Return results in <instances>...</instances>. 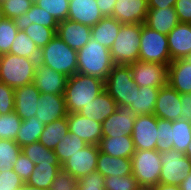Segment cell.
Masks as SVG:
<instances>
[{
  "label": "cell",
  "instance_id": "1",
  "mask_svg": "<svg viewBox=\"0 0 191 190\" xmlns=\"http://www.w3.org/2000/svg\"><path fill=\"white\" fill-rule=\"evenodd\" d=\"M105 90V81L76 73L67 79L64 98L68 113H78Z\"/></svg>",
  "mask_w": 191,
  "mask_h": 190
},
{
  "label": "cell",
  "instance_id": "2",
  "mask_svg": "<svg viewBox=\"0 0 191 190\" xmlns=\"http://www.w3.org/2000/svg\"><path fill=\"white\" fill-rule=\"evenodd\" d=\"M77 73L91 75L103 81L106 80L112 67L110 49L91 39L77 51Z\"/></svg>",
  "mask_w": 191,
  "mask_h": 190
},
{
  "label": "cell",
  "instance_id": "3",
  "mask_svg": "<svg viewBox=\"0 0 191 190\" xmlns=\"http://www.w3.org/2000/svg\"><path fill=\"white\" fill-rule=\"evenodd\" d=\"M38 62L68 78L77 73V51L70 48L57 34L40 49Z\"/></svg>",
  "mask_w": 191,
  "mask_h": 190
},
{
  "label": "cell",
  "instance_id": "4",
  "mask_svg": "<svg viewBox=\"0 0 191 190\" xmlns=\"http://www.w3.org/2000/svg\"><path fill=\"white\" fill-rule=\"evenodd\" d=\"M38 59L11 53L0 55V81L15 89L34 82Z\"/></svg>",
  "mask_w": 191,
  "mask_h": 190
},
{
  "label": "cell",
  "instance_id": "5",
  "mask_svg": "<svg viewBox=\"0 0 191 190\" xmlns=\"http://www.w3.org/2000/svg\"><path fill=\"white\" fill-rule=\"evenodd\" d=\"M142 24H121L110 48L114 64L130 65L138 60Z\"/></svg>",
  "mask_w": 191,
  "mask_h": 190
},
{
  "label": "cell",
  "instance_id": "6",
  "mask_svg": "<svg viewBox=\"0 0 191 190\" xmlns=\"http://www.w3.org/2000/svg\"><path fill=\"white\" fill-rule=\"evenodd\" d=\"M131 163L132 174L140 187L152 188L159 184L162 164L157 150L136 149Z\"/></svg>",
  "mask_w": 191,
  "mask_h": 190
},
{
  "label": "cell",
  "instance_id": "7",
  "mask_svg": "<svg viewBox=\"0 0 191 190\" xmlns=\"http://www.w3.org/2000/svg\"><path fill=\"white\" fill-rule=\"evenodd\" d=\"M136 87L130 65L115 64L105 80V91L117 105H130L134 102Z\"/></svg>",
  "mask_w": 191,
  "mask_h": 190
},
{
  "label": "cell",
  "instance_id": "8",
  "mask_svg": "<svg viewBox=\"0 0 191 190\" xmlns=\"http://www.w3.org/2000/svg\"><path fill=\"white\" fill-rule=\"evenodd\" d=\"M138 60L169 65L172 60L167 35L154 31L143 23Z\"/></svg>",
  "mask_w": 191,
  "mask_h": 190
},
{
  "label": "cell",
  "instance_id": "9",
  "mask_svg": "<svg viewBox=\"0 0 191 190\" xmlns=\"http://www.w3.org/2000/svg\"><path fill=\"white\" fill-rule=\"evenodd\" d=\"M160 160L162 167L159 184L180 186L191 172V159L174 148L160 153Z\"/></svg>",
  "mask_w": 191,
  "mask_h": 190
},
{
  "label": "cell",
  "instance_id": "10",
  "mask_svg": "<svg viewBox=\"0 0 191 190\" xmlns=\"http://www.w3.org/2000/svg\"><path fill=\"white\" fill-rule=\"evenodd\" d=\"M132 78L139 87L162 88L168 85L169 65L137 60L130 64Z\"/></svg>",
  "mask_w": 191,
  "mask_h": 190
},
{
  "label": "cell",
  "instance_id": "11",
  "mask_svg": "<svg viewBox=\"0 0 191 190\" xmlns=\"http://www.w3.org/2000/svg\"><path fill=\"white\" fill-rule=\"evenodd\" d=\"M99 152V146L86 145L83 149L71 155L61 167L80 180L96 171Z\"/></svg>",
  "mask_w": 191,
  "mask_h": 190
},
{
  "label": "cell",
  "instance_id": "12",
  "mask_svg": "<svg viewBox=\"0 0 191 190\" xmlns=\"http://www.w3.org/2000/svg\"><path fill=\"white\" fill-rule=\"evenodd\" d=\"M157 135V117L154 114L135 116L131 135L135 149L156 150Z\"/></svg>",
  "mask_w": 191,
  "mask_h": 190
},
{
  "label": "cell",
  "instance_id": "13",
  "mask_svg": "<svg viewBox=\"0 0 191 190\" xmlns=\"http://www.w3.org/2000/svg\"><path fill=\"white\" fill-rule=\"evenodd\" d=\"M135 115L130 105H117L116 111L102 122L103 137L132 135Z\"/></svg>",
  "mask_w": 191,
  "mask_h": 190
},
{
  "label": "cell",
  "instance_id": "14",
  "mask_svg": "<svg viewBox=\"0 0 191 190\" xmlns=\"http://www.w3.org/2000/svg\"><path fill=\"white\" fill-rule=\"evenodd\" d=\"M68 130L84 140L88 145L98 146L102 135V123L91 120L79 113H68Z\"/></svg>",
  "mask_w": 191,
  "mask_h": 190
},
{
  "label": "cell",
  "instance_id": "15",
  "mask_svg": "<svg viewBox=\"0 0 191 190\" xmlns=\"http://www.w3.org/2000/svg\"><path fill=\"white\" fill-rule=\"evenodd\" d=\"M36 115L45 125L68 116L64 94H41L37 101Z\"/></svg>",
  "mask_w": 191,
  "mask_h": 190
},
{
  "label": "cell",
  "instance_id": "16",
  "mask_svg": "<svg viewBox=\"0 0 191 190\" xmlns=\"http://www.w3.org/2000/svg\"><path fill=\"white\" fill-rule=\"evenodd\" d=\"M148 10V0H117L111 17L122 24H143Z\"/></svg>",
  "mask_w": 191,
  "mask_h": 190
},
{
  "label": "cell",
  "instance_id": "17",
  "mask_svg": "<svg viewBox=\"0 0 191 190\" xmlns=\"http://www.w3.org/2000/svg\"><path fill=\"white\" fill-rule=\"evenodd\" d=\"M181 111L180 94L169 85L160 88L154 115L157 118L176 121L181 118Z\"/></svg>",
  "mask_w": 191,
  "mask_h": 190
},
{
  "label": "cell",
  "instance_id": "18",
  "mask_svg": "<svg viewBox=\"0 0 191 190\" xmlns=\"http://www.w3.org/2000/svg\"><path fill=\"white\" fill-rule=\"evenodd\" d=\"M40 95L41 92L34 83L14 89V112L22 121L36 115Z\"/></svg>",
  "mask_w": 191,
  "mask_h": 190
},
{
  "label": "cell",
  "instance_id": "19",
  "mask_svg": "<svg viewBox=\"0 0 191 190\" xmlns=\"http://www.w3.org/2000/svg\"><path fill=\"white\" fill-rule=\"evenodd\" d=\"M68 77L38 62L35 68L34 84L44 93L64 94Z\"/></svg>",
  "mask_w": 191,
  "mask_h": 190
},
{
  "label": "cell",
  "instance_id": "20",
  "mask_svg": "<svg viewBox=\"0 0 191 190\" xmlns=\"http://www.w3.org/2000/svg\"><path fill=\"white\" fill-rule=\"evenodd\" d=\"M56 34L70 48L78 51L91 39V27L66 19L58 24Z\"/></svg>",
  "mask_w": 191,
  "mask_h": 190
},
{
  "label": "cell",
  "instance_id": "21",
  "mask_svg": "<svg viewBox=\"0 0 191 190\" xmlns=\"http://www.w3.org/2000/svg\"><path fill=\"white\" fill-rule=\"evenodd\" d=\"M171 60L191 58V24L179 22L167 35Z\"/></svg>",
  "mask_w": 191,
  "mask_h": 190
},
{
  "label": "cell",
  "instance_id": "22",
  "mask_svg": "<svg viewBox=\"0 0 191 190\" xmlns=\"http://www.w3.org/2000/svg\"><path fill=\"white\" fill-rule=\"evenodd\" d=\"M103 17L96 0H69L67 19L93 27Z\"/></svg>",
  "mask_w": 191,
  "mask_h": 190
},
{
  "label": "cell",
  "instance_id": "23",
  "mask_svg": "<svg viewBox=\"0 0 191 190\" xmlns=\"http://www.w3.org/2000/svg\"><path fill=\"white\" fill-rule=\"evenodd\" d=\"M168 85L179 94L191 93V58H180L169 64Z\"/></svg>",
  "mask_w": 191,
  "mask_h": 190
},
{
  "label": "cell",
  "instance_id": "24",
  "mask_svg": "<svg viewBox=\"0 0 191 190\" xmlns=\"http://www.w3.org/2000/svg\"><path fill=\"white\" fill-rule=\"evenodd\" d=\"M116 101L104 90L78 113L91 120L102 123L109 115L116 111Z\"/></svg>",
  "mask_w": 191,
  "mask_h": 190
},
{
  "label": "cell",
  "instance_id": "25",
  "mask_svg": "<svg viewBox=\"0 0 191 190\" xmlns=\"http://www.w3.org/2000/svg\"><path fill=\"white\" fill-rule=\"evenodd\" d=\"M179 23L174 7L149 8L145 24L159 33H168Z\"/></svg>",
  "mask_w": 191,
  "mask_h": 190
},
{
  "label": "cell",
  "instance_id": "26",
  "mask_svg": "<svg viewBox=\"0 0 191 190\" xmlns=\"http://www.w3.org/2000/svg\"><path fill=\"white\" fill-rule=\"evenodd\" d=\"M96 170L103 177L128 176L132 174L131 158L114 157L100 151L97 158Z\"/></svg>",
  "mask_w": 191,
  "mask_h": 190
},
{
  "label": "cell",
  "instance_id": "27",
  "mask_svg": "<svg viewBox=\"0 0 191 190\" xmlns=\"http://www.w3.org/2000/svg\"><path fill=\"white\" fill-rule=\"evenodd\" d=\"M98 146L102 153L122 158H132L136 150L131 135L103 137Z\"/></svg>",
  "mask_w": 191,
  "mask_h": 190
},
{
  "label": "cell",
  "instance_id": "28",
  "mask_svg": "<svg viewBox=\"0 0 191 190\" xmlns=\"http://www.w3.org/2000/svg\"><path fill=\"white\" fill-rule=\"evenodd\" d=\"M121 24L114 17H103L96 25L91 27V37L110 49L119 33Z\"/></svg>",
  "mask_w": 191,
  "mask_h": 190
},
{
  "label": "cell",
  "instance_id": "29",
  "mask_svg": "<svg viewBox=\"0 0 191 190\" xmlns=\"http://www.w3.org/2000/svg\"><path fill=\"white\" fill-rule=\"evenodd\" d=\"M160 89L153 87H139L135 89L134 102L130 104L132 113L136 115H152L154 114L157 95Z\"/></svg>",
  "mask_w": 191,
  "mask_h": 190
},
{
  "label": "cell",
  "instance_id": "30",
  "mask_svg": "<svg viewBox=\"0 0 191 190\" xmlns=\"http://www.w3.org/2000/svg\"><path fill=\"white\" fill-rule=\"evenodd\" d=\"M13 20L18 30H24L33 23L43 25L47 28H57L59 24L54 16L36 4H33L26 13Z\"/></svg>",
  "mask_w": 191,
  "mask_h": 190
},
{
  "label": "cell",
  "instance_id": "31",
  "mask_svg": "<svg viewBox=\"0 0 191 190\" xmlns=\"http://www.w3.org/2000/svg\"><path fill=\"white\" fill-rule=\"evenodd\" d=\"M69 133L67 116L46 124L39 137V142L50 150H54L60 140Z\"/></svg>",
  "mask_w": 191,
  "mask_h": 190
},
{
  "label": "cell",
  "instance_id": "32",
  "mask_svg": "<svg viewBox=\"0 0 191 190\" xmlns=\"http://www.w3.org/2000/svg\"><path fill=\"white\" fill-rule=\"evenodd\" d=\"M45 124L33 116L27 120H23L17 133L15 142L22 148L39 140Z\"/></svg>",
  "mask_w": 191,
  "mask_h": 190
},
{
  "label": "cell",
  "instance_id": "33",
  "mask_svg": "<svg viewBox=\"0 0 191 190\" xmlns=\"http://www.w3.org/2000/svg\"><path fill=\"white\" fill-rule=\"evenodd\" d=\"M21 150L24 155L28 157L35 165H61L57 159V155L54 153V150L48 149L39 141L23 146Z\"/></svg>",
  "mask_w": 191,
  "mask_h": 190
},
{
  "label": "cell",
  "instance_id": "34",
  "mask_svg": "<svg viewBox=\"0 0 191 190\" xmlns=\"http://www.w3.org/2000/svg\"><path fill=\"white\" fill-rule=\"evenodd\" d=\"M61 165L38 164L34 166V170L30 175L27 184L35 188H43L48 190L52 184L54 177L60 170Z\"/></svg>",
  "mask_w": 191,
  "mask_h": 190
},
{
  "label": "cell",
  "instance_id": "35",
  "mask_svg": "<svg viewBox=\"0 0 191 190\" xmlns=\"http://www.w3.org/2000/svg\"><path fill=\"white\" fill-rule=\"evenodd\" d=\"M88 145L84 140L74 133L66 134L56 145L54 153L57 155L59 163L62 165L71 155Z\"/></svg>",
  "mask_w": 191,
  "mask_h": 190
},
{
  "label": "cell",
  "instance_id": "36",
  "mask_svg": "<svg viewBox=\"0 0 191 190\" xmlns=\"http://www.w3.org/2000/svg\"><path fill=\"white\" fill-rule=\"evenodd\" d=\"M40 49L33 40L27 36L23 30H18V34L10 47L9 53L23 56L29 59H38Z\"/></svg>",
  "mask_w": 191,
  "mask_h": 190
},
{
  "label": "cell",
  "instance_id": "37",
  "mask_svg": "<svg viewBox=\"0 0 191 190\" xmlns=\"http://www.w3.org/2000/svg\"><path fill=\"white\" fill-rule=\"evenodd\" d=\"M173 148L183 153L191 143V121L180 118L172 121Z\"/></svg>",
  "mask_w": 191,
  "mask_h": 190
},
{
  "label": "cell",
  "instance_id": "38",
  "mask_svg": "<svg viewBox=\"0 0 191 190\" xmlns=\"http://www.w3.org/2000/svg\"><path fill=\"white\" fill-rule=\"evenodd\" d=\"M21 152V147L15 140L0 139V172L13 170Z\"/></svg>",
  "mask_w": 191,
  "mask_h": 190
},
{
  "label": "cell",
  "instance_id": "39",
  "mask_svg": "<svg viewBox=\"0 0 191 190\" xmlns=\"http://www.w3.org/2000/svg\"><path fill=\"white\" fill-rule=\"evenodd\" d=\"M36 46L41 49L49 43L56 35L57 28H47L43 25L33 23L23 30Z\"/></svg>",
  "mask_w": 191,
  "mask_h": 190
},
{
  "label": "cell",
  "instance_id": "40",
  "mask_svg": "<svg viewBox=\"0 0 191 190\" xmlns=\"http://www.w3.org/2000/svg\"><path fill=\"white\" fill-rule=\"evenodd\" d=\"M21 123L15 112L0 114V139L15 140Z\"/></svg>",
  "mask_w": 191,
  "mask_h": 190
},
{
  "label": "cell",
  "instance_id": "41",
  "mask_svg": "<svg viewBox=\"0 0 191 190\" xmlns=\"http://www.w3.org/2000/svg\"><path fill=\"white\" fill-rule=\"evenodd\" d=\"M157 131L156 150L159 153H163L172 149V121L157 118Z\"/></svg>",
  "mask_w": 191,
  "mask_h": 190
},
{
  "label": "cell",
  "instance_id": "42",
  "mask_svg": "<svg viewBox=\"0 0 191 190\" xmlns=\"http://www.w3.org/2000/svg\"><path fill=\"white\" fill-rule=\"evenodd\" d=\"M18 34V29L13 19L0 20V55L9 53L12 42Z\"/></svg>",
  "mask_w": 191,
  "mask_h": 190
},
{
  "label": "cell",
  "instance_id": "43",
  "mask_svg": "<svg viewBox=\"0 0 191 190\" xmlns=\"http://www.w3.org/2000/svg\"><path fill=\"white\" fill-rule=\"evenodd\" d=\"M34 4L44 8L58 23L66 20L69 11V0H35Z\"/></svg>",
  "mask_w": 191,
  "mask_h": 190
},
{
  "label": "cell",
  "instance_id": "44",
  "mask_svg": "<svg viewBox=\"0 0 191 190\" xmlns=\"http://www.w3.org/2000/svg\"><path fill=\"white\" fill-rule=\"evenodd\" d=\"M33 4V0H6L1 3L3 17L15 19L26 13Z\"/></svg>",
  "mask_w": 191,
  "mask_h": 190
},
{
  "label": "cell",
  "instance_id": "45",
  "mask_svg": "<svg viewBox=\"0 0 191 190\" xmlns=\"http://www.w3.org/2000/svg\"><path fill=\"white\" fill-rule=\"evenodd\" d=\"M105 190H138L140 188L137 179L130 174L128 176L104 177Z\"/></svg>",
  "mask_w": 191,
  "mask_h": 190
},
{
  "label": "cell",
  "instance_id": "46",
  "mask_svg": "<svg viewBox=\"0 0 191 190\" xmlns=\"http://www.w3.org/2000/svg\"><path fill=\"white\" fill-rule=\"evenodd\" d=\"M78 181L76 177L61 167L48 190H77Z\"/></svg>",
  "mask_w": 191,
  "mask_h": 190
},
{
  "label": "cell",
  "instance_id": "47",
  "mask_svg": "<svg viewBox=\"0 0 191 190\" xmlns=\"http://www.w3.org/2000/svg\"><path fill=\"white\" fill-rule=\"evenodd\" d=\"M77 190H105L104 177L96 170L78 181Z\"/></svg>",
  "mask_w": 191,
  "mask_h": 190
},
{
  "label": "cell",
  "instance_id": "48",
  "mask_svg": "<svg viewBox=\"0 0 191 190\" xmlns=\"http://www.w3.org/2000/svg\"><path fill=\"white\" fill-rule=\"evenodd\" d=\"M14 112V89L0 81V114Z\"/></svg>",
  "mask_w": 191,
  "mask_h": 190
},
{
  "label": "cell",
  "instance_id": "49",
  "mask_svg": "<svg viewBox=\"0 0 191 190\" xmlns=\"http://www.w3.org/2000/svg\"><path fill=\"white\" fill-rule=\"evenodd\" d=\"M34 166L35 164L21 152L13 165V170L22 178L24 183H26L34 170Z\"/></svg>",
  "mask_w": 191,
  "mask_h": 190
},
{
  "label": "cell",
  "instance_id": "50",
  "mask_svg": "<svg viewBox=\"0 0 191 190\" xmlns=\"http://www.w3.org/2000/svg\"><path fill=\"white\" fill-rule=\"evenodd\" d=\"M23 184L24 181L14 170L0 172V190H15Z\"/></svg>",
  "mask_w": 191,
  "mask_h": 190
},
{
  "label": "cell",
  "instance_id": "51",
  "mask_svg": "<svg viewBox=\"0 0 191 190\" xmlns=\"http://www.w3.org/2000/svg\"><path fill=\"white\" fill-rule=\"evenodd\" d=\"M174 8L179 22L191 24V0H177Z\"/></svg>",
  "mask_w": 191,
  "mask_h": 190
},
{
  "label": "cell",
  "instance_id": "52",
  "mask_svg": "<svg viewBox=\"0 0 191 190\" xmlns=\"http://www.w3.org/2000/svg\"><path fill=\"white\" fill-rule=\"evenodd\" d=\"M181 100V118L191 121V93L180 94Z\"/></svg>",
  "mask_w": 191,
  "mask_h": 190
},
{
  "label": "cell",
  "instance_id": "53",
  "mask_svg": "<svg viewBox=\"0 0 191 190\" xmlns=\"http://www.w3.org/2000/svg\"><path fill=\"white\" fill-rule=\"evenodd\" d=\"M117 0H96L97 6L104 17L112 16L114 5Z\"/></svg>",
  "mask_w": 191,
  "mask_h": 190
},
{
  "label": "cell",
  "instance_id": "54",
  "mask_svg": "<svg viewBox=\"0 0 191 190\" xmlns=\"http://www.w3.org/2000/svg\"><path fill=\"white\" fill-rule=\"evenodd\" d=\"M177 0H148V8H168L174 7Z\"/></svg>",
  "mask_w": 191,
  "mask_h": 190
},
{
  "label": "cell",
  "instance_id": "55",
  "mask_svg": "<svg viewBox=\"0 0 191 190\" xmlns=\"http://www.w3.org/2000/svg\"><path fill=\"white\" fill-rule=\"evenodd\" d=\"M152 190H181V188L178 185L158 184L152 187Z\"/></svg>",
  "mask_w": 191,
  "mask_h": 190
},
{
  "label": "cell",
  "instance_id": "56",
  "mask_svg": "<svg viewBox=\"0 0 191 190\" xmlns=\"http://www.w3.org/2000/svg\"><path fill=\"white\" fill-rule=\"evenodd\" d=\"M180 188L181 190H191V172L185 178V180L182 181Z\"/></svg>",
  "mask_w": 191,
  "mask_h": 190
},
{
  "label": "cell",
  "instance_id": "57",
  "mask_svg": "<svg viewBox=\"0 0 191 190\" xmlns=\"http://www.w3.org/2000/svg\"><path fill=\"white\" fill-rule=\"evenodd\" d=\"M22 190H46V189H43V188H35L27 183H24L22 185Z\"/></svg>",
  "mask_w": 191,
  "mask_h": 190
},
{
  "label": "cell",
  "instance_id": "58",
  "mask_svg": "<svg viewBox=\"0 0 191 190\" xmlns=\"http://www.w3.org/2000/svg\"><path fill=\"white\" fill-rule=\"evenodd\" d=\"M184 154L191 159V143L188 145L186 152Z\"/></svg>",
  "mask_w": 191,
  "mask_h": 190
},
{
  "label": "cell",
  "instance_id": "59",
  "mask_svg": "<svg viewBox=\"0 0 191 190\" xmlns=\"http://www.w3.org/2000/svg\"><path fill=\"white\" fill-rule=\"evenodd\" d=\"M3 18V14H2V6L0 4V20Z\"/></svg>",
  "mask_w": 191,
  "mask_h": 190
},
{
  "label": "cell",
  "instance_id": "60",
  "mask_svg": "<svg viewBox=\"0 0 191 190\" xmlns=\"http://www.w3.org/2000/svg\"><path fill=\"white\" fill-rule=\"evenodd\" d=\"M138 190H152V188L140 187Z\"/></svg>",
  "mask_w": 191,
  "mask_h": 190
},
{
  "label": "cell",
  "instance_id": "61",
  "mask_svg": "<svg viewBox=\"0 0 191 190\" xmlns=\"http://www.w3.org/2000/svg\"><path fill=\"white\" fill-rule=\"evenodd\" d=\"M15 190H22V186H21V187H19V188H17V189H15Z\"/></svg>",
  "mask_w": 191,
  "mask_h": 190
}]
</instances>
